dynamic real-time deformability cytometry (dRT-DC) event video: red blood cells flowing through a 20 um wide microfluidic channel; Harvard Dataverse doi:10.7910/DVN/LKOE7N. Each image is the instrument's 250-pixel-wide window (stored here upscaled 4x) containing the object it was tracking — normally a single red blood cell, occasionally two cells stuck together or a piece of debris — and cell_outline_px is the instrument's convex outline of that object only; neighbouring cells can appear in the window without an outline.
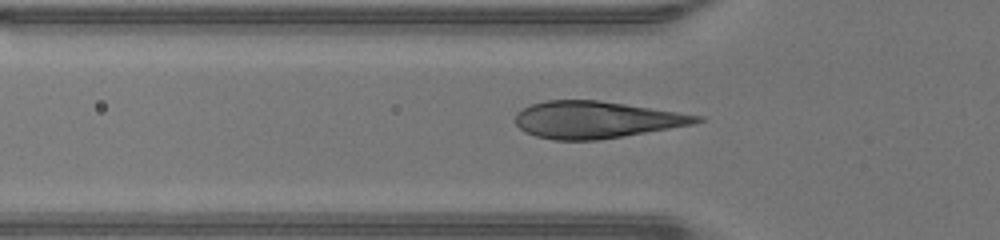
{"species": "human", "species_latin": "Homo sapiens", "temperature_condition": "warm", "stored_images_in_passage": 35, "camera_frame_rate_fps": 3000, "um_per_image_px": 0.085, "donor": {"sex": "male"}, "frame": {"image": 1, "passage_image": 9, "time_ms": 2.667, "image_size_px": [1000, 240], "cell_outline_px": [[704, 120], [692, 124], [596, 140], [552, 140], [536, 136], [524, 132], [516, 124], [516, 112], [532, 104], [544, 100], [600, 100], [704, 116]], "centroid_in_image_um": [50.62, 10.17], "position_along_channel_um": 75.2, "area_um2": 38.67}}
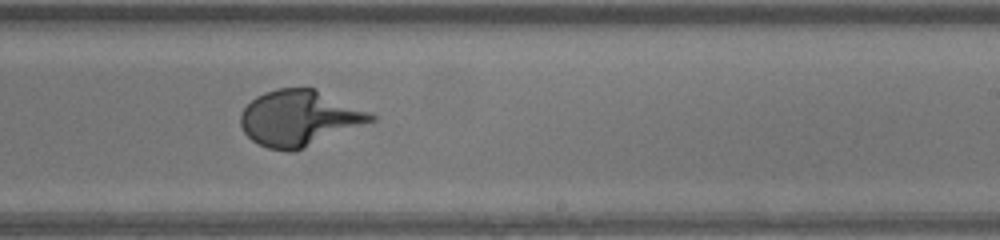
{"frame": {"image": 2, "passage_image": 22, "time_ms": 7.0, "image_size_px": [1000, 240], "cell_outline_px": [[376, 120], [292, 152], [288, 152], [268, 148], [252, 140], [244, 132], [240, 124], [240, 112], [256, 96], [264, 92], [276, 88], [316, 88], [368, 112], [376, 116]], "centroid_in_image_um": [25.4, 10.03], "position_along_channel_um": 263.6, "area_um2": 41.96}}
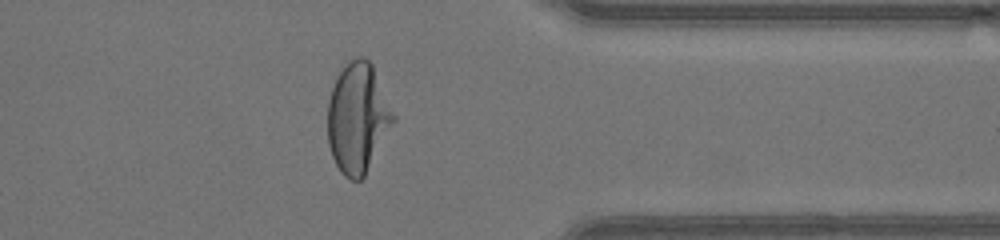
{"frame": {"image": 3, "passage_image": 31, "time_ms": 10.0, "image_size_px": [1000, 240], "cell_outline_px": [[396, 120], [364, 176], [360, 180], [352, 180], [344, 176], [340, 172], [332, 156], [328, 144], [328, 100], [336, 76], [348, 60], [356, 56], [364, 56], [372, 64], [396, 116]], "centroid_in_image_um": [30.41, 10.0], "position_along_channel_um": 381.0, "area_um2": 42.25}}